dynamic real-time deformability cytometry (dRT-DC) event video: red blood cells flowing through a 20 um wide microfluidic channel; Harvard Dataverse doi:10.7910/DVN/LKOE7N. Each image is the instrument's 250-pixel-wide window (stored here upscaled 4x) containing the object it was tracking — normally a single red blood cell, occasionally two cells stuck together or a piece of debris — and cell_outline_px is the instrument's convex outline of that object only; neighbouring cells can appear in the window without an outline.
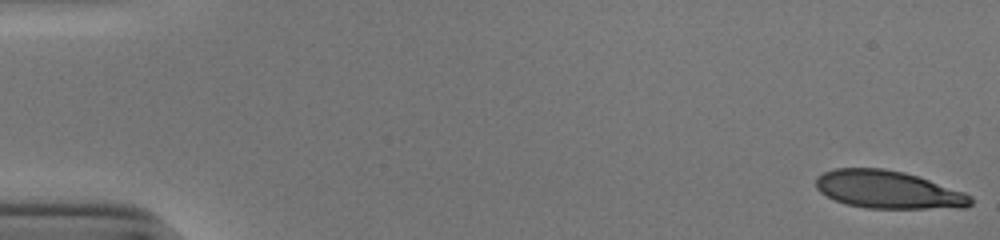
{"species": "human", "species_latin": "Homo sapiens", "temperature_condition": "cold", "stored_images_in_passage": 52, "camera_frame_rate_fps": 3000, "um_per_image_px": 0.085, "donor": {"sex": "male"}, "frame": {"image": 1, "passage_image": 1, "time_ms": 0.0, "image_size_px": [1000, 240], "cell_outline_px": [[972, 204], [964, 208], [868, 208], [848, 204], [836, 200], [820, 192], [816, 188], [816, 176], [824, 172], [836, 168], [884, 168], [904, 172], [964, 192], [972, 196]], "centroid_in_image_um": [75.49, 16.12], "position_along_channel_um": 9.5, "area_um2": 33.87}}
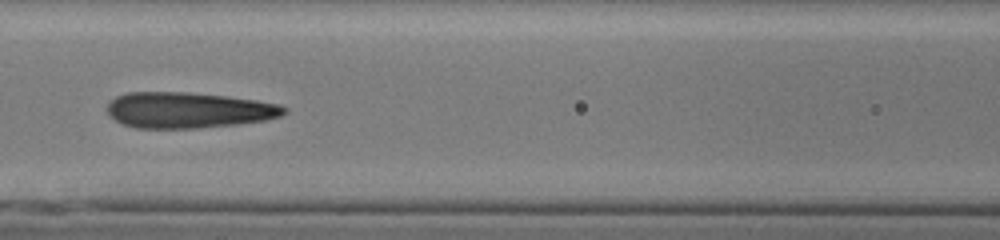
{"frame": {"image": 2, "passage_image": 24, "time_ms": 7.667, "image_size_px": [1000, 240], "cell_outline_px": [[288, 112], [280, 116], [264, 120], [236, 124], [196, 128], [136, 128], [124, 124], [108, 116], [108, 100], [116, 96], [128, 92], [184, 92], [228, 96], [256, 100], [280, 104], [288, 108]], "centroid_in_image_um": [16.0, 9.35], "position_along_channel_um": 150.6, "area_um2": 37.05}}
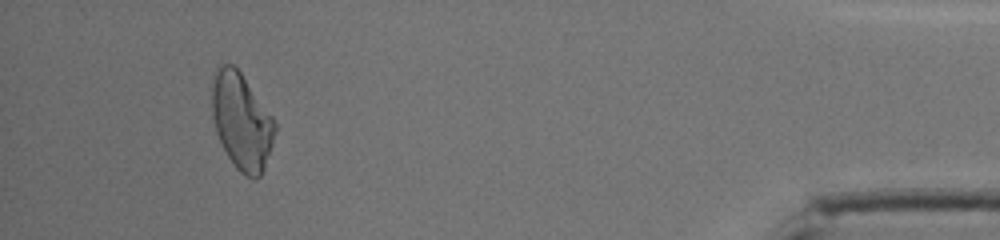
{"frame": {"image": 3, "passage_image": 49, "time_ms": 16.0, "image_size_px": [1000, 240], "cell_outline_px": [[276, 132], [264, 168], [260, 176], [256, 180], [244, 176], [236, 168], [228, 156], [216, 132], [212, 116], [212, 88], [216, 64], [232, 64], [240, 72], [272, 116], [276, 124]], "centroid_in_image_um": [20.53, 10.32], "position_along_channel_um": 414.7, "area_um2": 35.2}, "authors_computed_cell_mechanics": {"area_um2": 35.6337, "velocity_mm_per_s": 3.8991, "shape_relaxation_time_tau1_ms": 6.0072, "shape_relaxation_time_tau2_ms": 1.67, "deformation_change_tau1": 0.2063, "deformation_change_tau2": 0.1064}}